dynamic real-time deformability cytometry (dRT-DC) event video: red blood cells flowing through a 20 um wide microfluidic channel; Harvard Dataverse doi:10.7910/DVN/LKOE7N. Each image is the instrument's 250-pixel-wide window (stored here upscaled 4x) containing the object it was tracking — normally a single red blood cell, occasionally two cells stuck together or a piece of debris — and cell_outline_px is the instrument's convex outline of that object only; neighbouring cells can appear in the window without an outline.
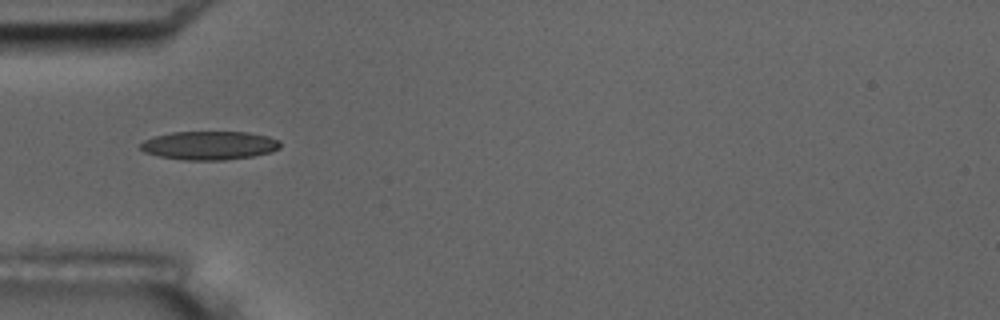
{"species": "common noctule bat (a hibernating species)", "species_latin": "Nyctalus noctula", "temperature_condition": "room temperature", "stored_images_in_passage": 2, "camera_frame_rate_fps": 3000, "um_per_image_px": 0.085, "animal": {"sex": "male", "body_mass_g": 17.5, "forearm_length_mm": 52.3}, "frame": {"image": 1, "passage_image": 1, "time_ms": 0.0, "image_size_px": [1000, 320], "cell_outline_px": [[280, 148], [272, 152], [252, 156], [224, 160], [184, 160], [160, 156], [144, 152], [140, 148], [140, 144], [144, 140], [156, 136], [172, 132], [248, 132], [268, 136], [280, 140]], "centroid_in_image_um": [17.82, 12.36], "position_along_channel_um": 67.2, "area_um2": 23.29}}